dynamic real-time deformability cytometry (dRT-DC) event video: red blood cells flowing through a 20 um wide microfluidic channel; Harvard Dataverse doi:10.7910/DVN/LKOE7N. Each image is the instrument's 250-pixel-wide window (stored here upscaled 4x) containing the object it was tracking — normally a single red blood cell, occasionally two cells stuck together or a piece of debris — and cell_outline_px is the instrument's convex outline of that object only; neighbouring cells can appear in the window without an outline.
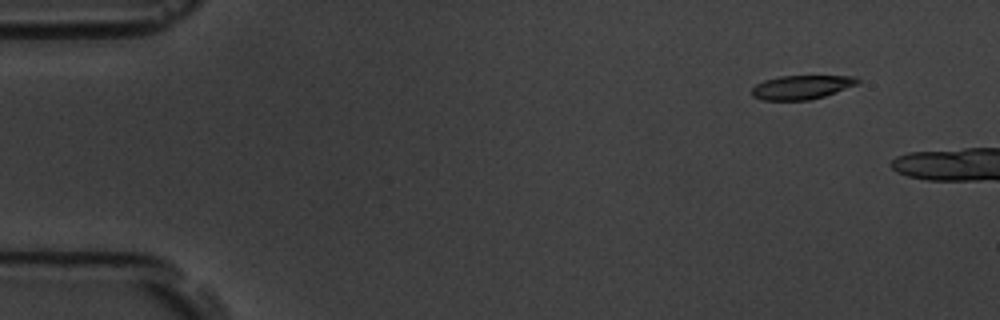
{"species": "common noctule bat (a hibernating species)", "species_latin": "Nyctalus noctula", "temperature_condition": "room temperature", "stored_images_in_passage": 3, "camera_frame_rate_fps": 3000, "um_per_image_px": 0.085, "animal": {"sex": "male", "body_mass_g": 19.5, "forearm_length_mm": 54.6}, "frame": {"image": 1, "passage_image": 2, "time_ms": 1.333, "image_size_px": [1000, 320], "cell_outline_px": [[860, 80], [856, 84], [824, 96], [808, 100], [764, 100], [752, 96], [752, 88], [756, 84], [764, 80], [780, 76], [856, 76]], "centroid_in_image_um": [68.1, 7.41], "position_along_channel_um": 16.9, "area_um2": 14.57}}